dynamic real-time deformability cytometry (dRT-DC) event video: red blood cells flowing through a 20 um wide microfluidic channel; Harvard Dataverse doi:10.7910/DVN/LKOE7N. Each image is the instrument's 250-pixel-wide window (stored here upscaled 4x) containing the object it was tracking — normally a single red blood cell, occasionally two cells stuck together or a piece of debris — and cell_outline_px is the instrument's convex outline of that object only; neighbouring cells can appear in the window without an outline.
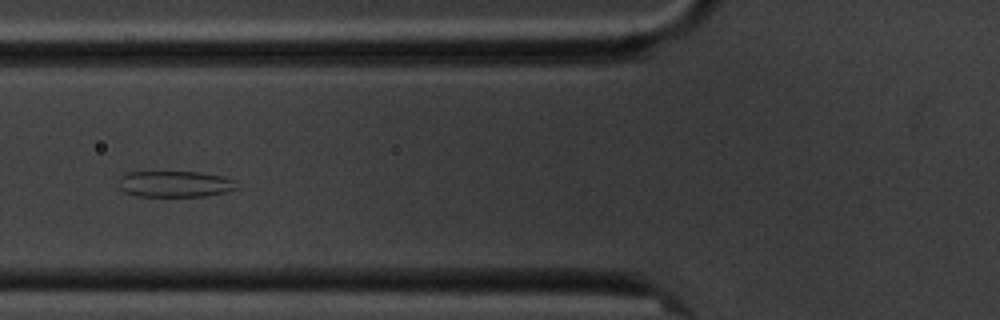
{"species": "common noctule bat (a hibernating species)", "species_latin": "Nyctalus noctula", "temperature_condition": "cold", "stored_images_in_passage": 7, "camera_frame_rate_fps": 3000, "um_per_image_px": 0.085, "animal": {"sex": "male", "body_mass_g": 20.1, "forearm_length_mm": 53.5}, "frame": {"image": 1, "passage_image": 6, "time_ms": 6.0, "image_size_px": [1000, 320], "cell_outline_px": [[240, 188], [224, 192], [204, 196], [136, 196], [124, 192], [116, 184], [120, 176], [128, 172], [200, 172], [224, 176], [236, 180]], "centroid_in_image_um": [14.88, 15.63], "position_along_channel_um": 110.9, "area_um2": 18.32}}